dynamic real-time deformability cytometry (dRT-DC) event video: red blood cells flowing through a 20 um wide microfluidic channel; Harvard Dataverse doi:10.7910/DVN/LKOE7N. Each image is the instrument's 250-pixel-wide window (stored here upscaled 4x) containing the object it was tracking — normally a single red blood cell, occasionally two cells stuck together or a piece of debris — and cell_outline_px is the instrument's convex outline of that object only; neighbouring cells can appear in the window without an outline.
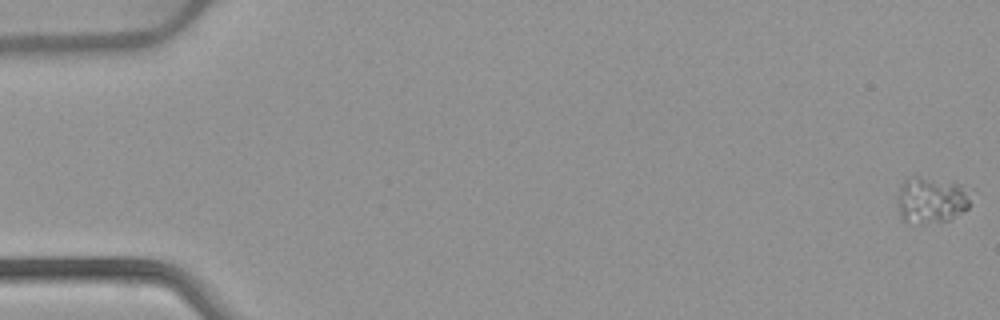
{"species": "common noctule bat (a hibernating species)", "species_latin": "Nyctalus noctula", "temperature_condition": "warm", "stored_images_in_passage": 55, "camera_frame_rate_fps": 3000, "um_per_image_px": 0.085, "animal": {"sex": "female", "body_mass_g": 22.7, "forearm_length_mm": 54.2}, "frame": {"image": 1, "passage_image": 1, "time_ms": 0.0, "image_size_px": [1000, 320], "cell_outline_px": [[968, 208], [964, 212], [948, 220], [904, 220], [900, 216], [896, 204], [896, 196], [904, 180], [908, 176], [916, 176], [952, 180], [960, 184], [968, 200]], "centroid_in_image_um": [79.09, 16.93], "position_along_channel_um": 5.9, "area_um2": 19.25}}
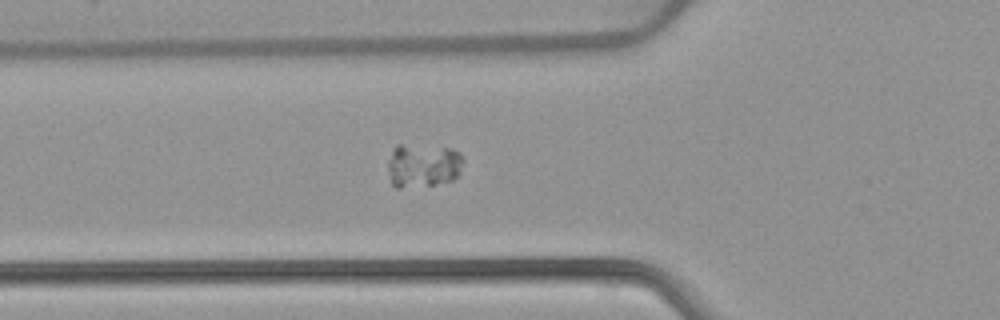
{"frame": {"image": 2, "passage_image": 20, "time_ms": 6.333, "image_size_px": [1000, 320], "cell_outline_px": [[464, 160], [460, 172], [452, 180], [436, 184], [400, 188], [396, 188], [392, 184], [388, 168], [388, 160], [392, 148], [396, 144], [400, 144], [452, 148], [460, 152]], "centroid_in_image_um": [35.95, 14.05], "position_along_channel_um": 89.8, "area_um2": 19.42}}
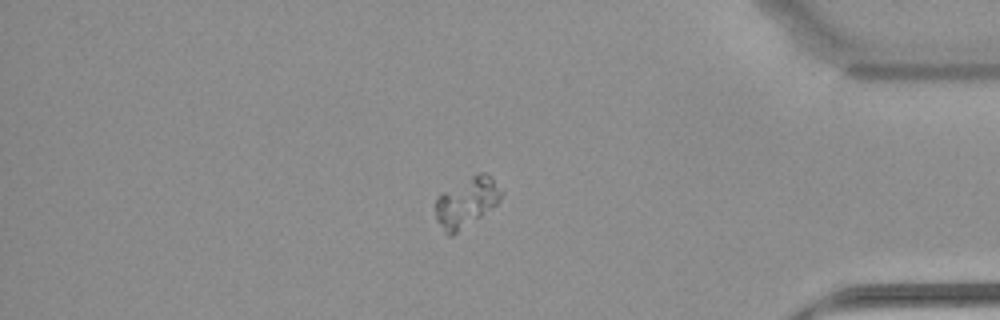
{"frame": {"image": 3, "passage_image": 46, "time_ms": 15.0, "image_size_px": [1000, 320], "cell_outline_px": [[504, 192], [500, 200], [496, 204], [480, 216], [452, 236], [448, 236], [444, 232], [436, 220], [436, 200], [440, 192], [480, 172], [484, 172]], "centroid_in_image_um": [39.62, 17.2], "position_along_channel_um": 395.6, "area_um2": 18.61}}